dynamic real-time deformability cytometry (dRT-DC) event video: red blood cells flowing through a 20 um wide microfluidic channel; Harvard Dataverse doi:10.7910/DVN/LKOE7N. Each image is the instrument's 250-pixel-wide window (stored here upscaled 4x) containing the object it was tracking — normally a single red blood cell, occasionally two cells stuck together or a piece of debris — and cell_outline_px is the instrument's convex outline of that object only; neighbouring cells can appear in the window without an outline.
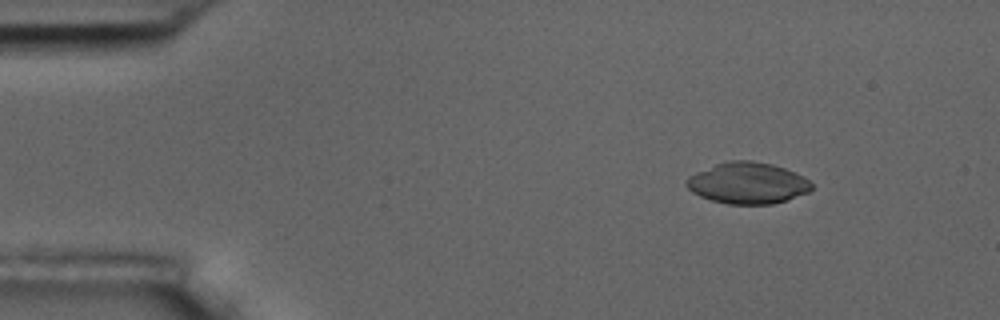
{"species": "common noctule bat (a hibernating species)", "species_latin": "Nyctalus noctula", "temperature_condition": "room temperature", "stored_images_in_passage": 4, "camera_frame_rate_fps": 3000, "um_per_image_px": 0.085, "animal": {"sex": "male", "body_mass_g": 17.5, "forearm_length_mm": 52.3}, "frame": {"image": 1, "passage_image": 1, "time_ms": 0.0, "image_size_px": [1000, 320], "cell_outline_px": [[812, 188], [808, 192], [772, 204], [728, 204], [712, 200], [700, 196], [692, 192], [684, 184], [684, 180], [688, 176], [696, 172], [716, 164], [728, 160], [752, 160], [772, 164], [796, 172], [804, 176], [812, 184]], "centroid_in_image_um": [63.52, 15.55], "position_along_channel_um": 21.5, "area_um2": 30.17}}